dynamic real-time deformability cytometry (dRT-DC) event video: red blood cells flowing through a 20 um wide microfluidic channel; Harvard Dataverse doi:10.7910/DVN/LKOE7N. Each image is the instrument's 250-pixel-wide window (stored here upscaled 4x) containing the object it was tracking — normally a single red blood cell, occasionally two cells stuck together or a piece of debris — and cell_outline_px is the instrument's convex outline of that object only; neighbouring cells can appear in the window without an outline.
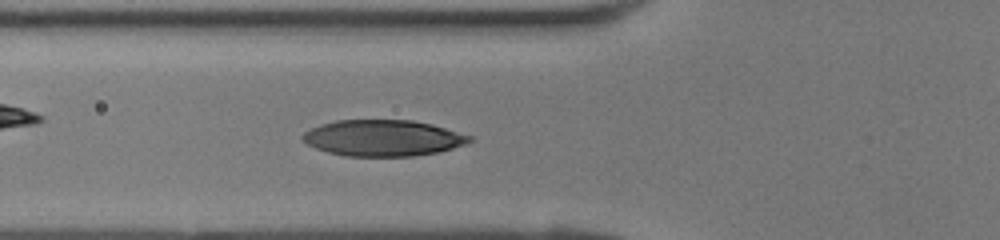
{"species": "human", "species_latin": "Homo sapiens", "temperature_condition": "room temperature", "stored_images_in_passage": 38, "camera_frame_rate_fps": 3000, "um_per_image_px": 0.085, "donor": {"sex": "female"}, "frame": {"image": 1, "passage_image": 15, "time_ms": 4.667, "image_size_px": [1000, 240], "cell_outline_px": [[476, 140], [468, 144], [440, 152], [412, 156], [344, 156], [328, 152], [316, 148], [300, 140], [300, 136], [304, 132], [320, 124], [336, 120], [412, 120], [432, 124], [472, 136]], "centroid_in_image_um": [32.58, 11.73], "position_along_channel_um": 93.2, "area_um2": 35.55}}
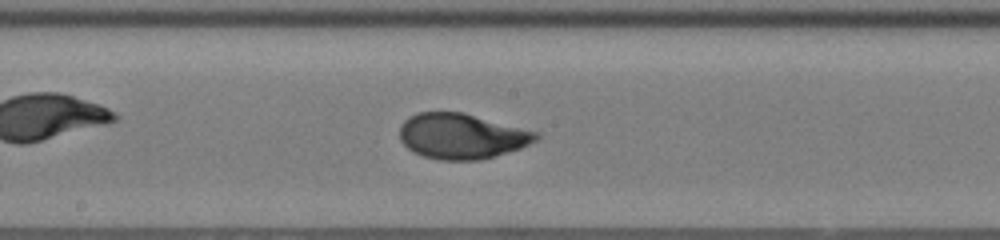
{"frame": {"image": 2, "passage_image": 22, "time_ms": 7.0, "image_size_px": [1000, 240], "cell_outline_px": [[540, 136], [536, 140], [520, 148], [480, 160], [440, 160], [424, 156], [412, 152], [400, 140], [400, 124], [408, 116], [416, 112], [464, 112], [540, 132]], "centroid_in_image_um": [39.23, 11.56], "position_along_channel_um": 209.0, "area_um2": 36.3}}
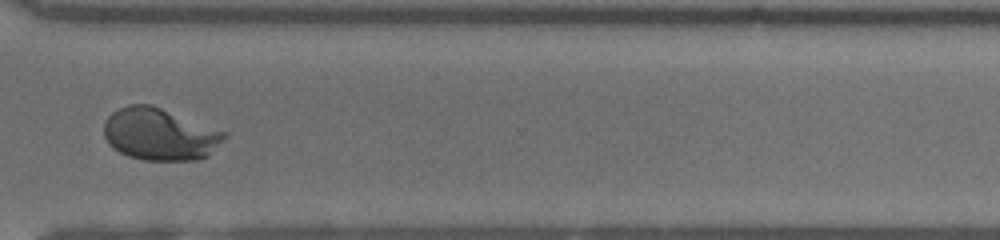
{"frame": {"image": 3, "passage_image": 31, "time_ms": 10.0, "image_size_px": [1000, 240], "cell_outline_px": [[228, 136], [208, 156], [200, 160], [144, 160], [128, 156], [120, 152], [108, 144], [104, 136], [104, 120], [112, 112], [128, 104], [152, 104], [228, 132]], "centroid_in_image_um": [13.6, 11.4], "position_along_channel_um": 357.0, "area_um2": 36.99}}